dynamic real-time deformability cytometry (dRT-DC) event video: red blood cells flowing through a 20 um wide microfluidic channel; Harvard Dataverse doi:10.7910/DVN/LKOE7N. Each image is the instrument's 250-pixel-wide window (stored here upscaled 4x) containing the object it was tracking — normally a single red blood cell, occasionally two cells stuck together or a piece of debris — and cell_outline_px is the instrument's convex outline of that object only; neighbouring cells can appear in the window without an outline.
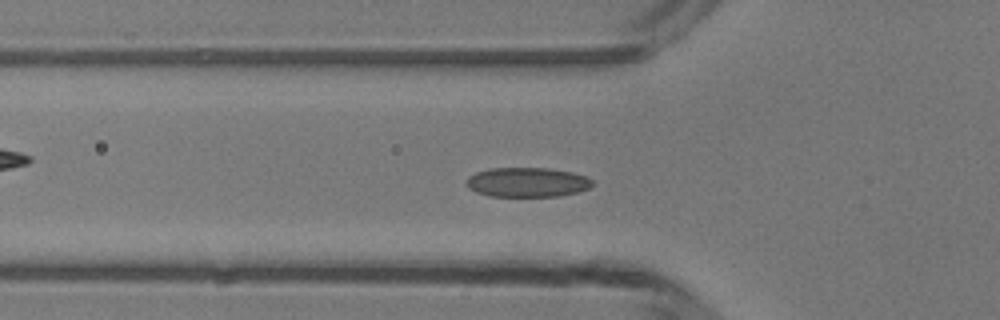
{"species": "common noctule bat (a hibernating species)", "species_latin": "Nyctalus noctula", "temperature_condition": "room temperature", "stored_images_in_passage": 49, "camera_frame_rate_fps": 3000, "um_per_image_px": 0.085, "animal": {"sex": "male", "body_mass_g": 13.3}, "frame": {"image": 1, "passage_image": 16, "time_ms": 5.0, "image_size_px": [1000, 320], "cell_outline_px": [[596, 184], [588, 188], [576, 192], [560, 196], [488, 196], [476, 192], [468, 188], [464, 184], [468, 176], [476, 172], [488, 168], [548, 168], [572, 172], [588, 176]], "centroid_in_image_um": [44.8, 15.48], "position_along_channel_um": 81.0, "area_um2": 21.96}}
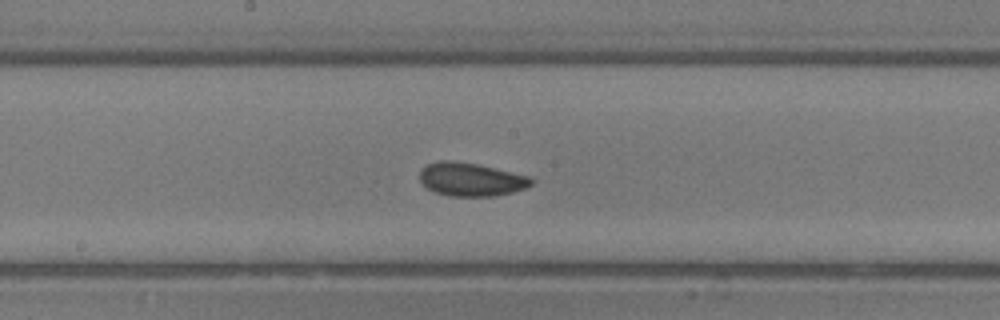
{"frame": {"image": 2, "passage_image": 25, "time_ms": 8.0, "image_size_px": [1000, 320], "cell_outline_px": [[532, 184], [524, 188], [512, 192], [496, 196], [448, 196], [436, 192], [428, 188], [420, 180], [420, 168], [428, 164], [440, 160], [452, 160], [476, 164], [532, 176]], "centroid_in_image_um": [40.03, 15.24], "position_along_channel_um": 208.2, "area_um2": 21.68}}
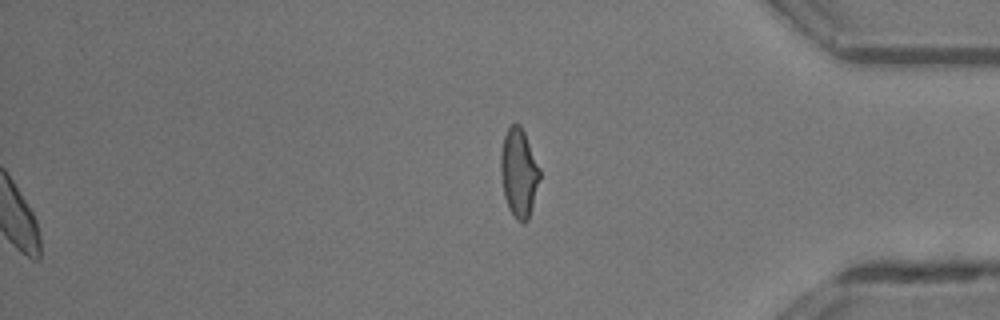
{"frame": {"image": 3, "passage_image": 49, "time_ms": 16.0, "image_size_px": [1000, 320], "cell_outline_px": [[540, 180], [528, 220], [524, 224], [516, 220], [508, 208], [504, 196], [500, 172], [500, 152], [504, 136], [508, 128], [512, 124], [520, 124], [524, 132], [540, 168]], "centroid_in_image_um": [44.09, 14.71], "position_along_channel_um": 391.1, "area_um2": 20.29}, "authors_computed_cell_mechanics": {"area_um2": 21.1548, "velocity_mm_per_s": 4.2034, "shape_relaxation_time_tau1_ms": 2.2711, "shape_relaxation_time_tau2_ms": 5.3811, "deformation_change_tau1": 0.0801, "deformation_change_tau2": 0.1013}}